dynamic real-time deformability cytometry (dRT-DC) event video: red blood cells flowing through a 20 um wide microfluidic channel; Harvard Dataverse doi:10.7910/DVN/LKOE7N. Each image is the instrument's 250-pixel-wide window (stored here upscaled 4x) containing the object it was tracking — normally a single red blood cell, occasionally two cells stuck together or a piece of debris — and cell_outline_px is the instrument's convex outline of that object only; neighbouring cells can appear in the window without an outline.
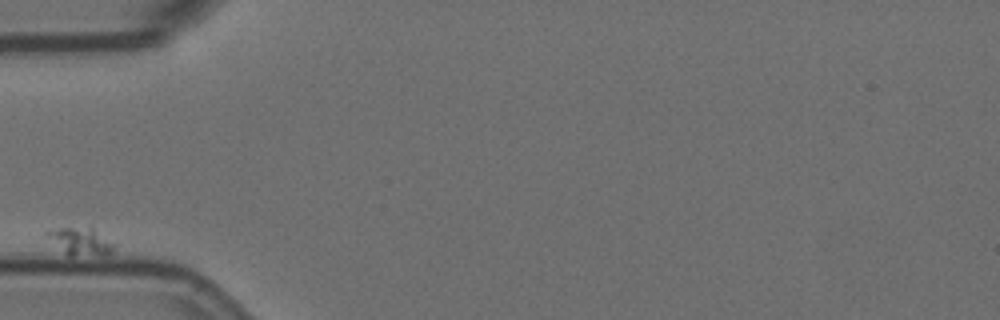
{"species": "Egyptian fruit bat (a non-hibernating species)", "species_latin": "Rousettus aegyptiacus", "temperature_condition": "room temperature", "stored_images_in_passage": 2, "camera_frame_rate_fps": 3000, "um_per_image_px": 0.085, "animal": {"sex": "female"}, "frame": {"image": 1, "passage_image": 1, "time_ms": 0.0, "image_size_px": [1000, 320], "cell_outline_px": [[116, 248], [112, 252], [104, 256], [68, 256], [44, 232], [56, 228], [92, 224], [116, 244]], "centroid_in_image_um": [6.97, 20.47], "position_along_channel_um": 78.0, "area_um2": 11.5}}